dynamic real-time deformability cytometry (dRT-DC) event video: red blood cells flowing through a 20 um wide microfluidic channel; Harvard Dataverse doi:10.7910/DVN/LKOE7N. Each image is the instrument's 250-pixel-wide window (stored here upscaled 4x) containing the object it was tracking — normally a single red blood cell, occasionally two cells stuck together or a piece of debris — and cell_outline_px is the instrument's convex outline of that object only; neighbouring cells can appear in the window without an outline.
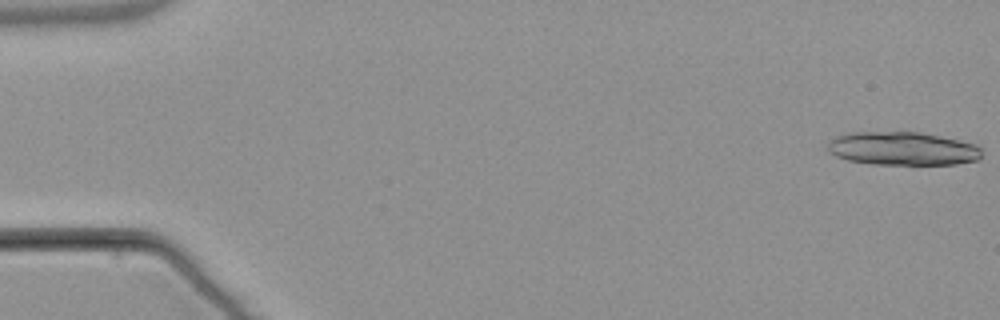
{"species": "common noctule bat (a hibernating species)", "species_latin": "Nyctalus noctula", "temperature_condition": "warm", "stored_images_in_passage": 20, "camera_frame_rate_fps": 3000, "um_per_image_px": 0.085, "animal": {"sex": "male", "body_mass_g": 21.5, "forearm_length_mm": 52.0}, "frame": {"image": 1, "passage_image": 1, "time_ms": 0.0, "image_size_px": [1000, 320], "cell_outline_px": [[980, 156], [976, 160], [956, 164], [872, 164], [848, 160], [836, 156], [828, 152], [828, 140], [836, 136], [848, 132], [920, 132], [940, 136], [976, 144], [980, 148]], "centroid_in_image_um": [76.67, 12.62], "position_along_channel_um": 8.3, "area_um2": 29.94}}
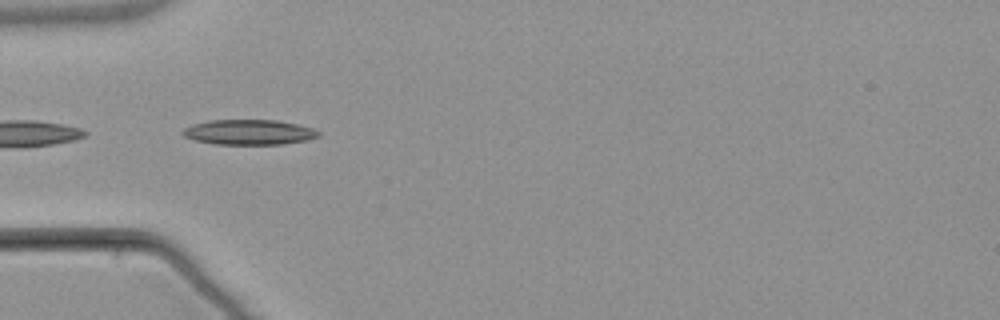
{"frame": {"image": 2, "passage_image": 18, "time_ms": 5.667, "image_size_px": [1000, 320], "cell_outline_px": [[320, 136], [308, 140], [284, 144], [216, 144], [196, 140], [184, 136], [180, 132], [184, 128], [192, 124], [208, 120], [276, 120], [296, 124], [312, 128], [320, 132]], "centroid_in_image_um": [21.16, 11.23], "position_along_channel_um": 63.8, "area_um2": 19.88}}